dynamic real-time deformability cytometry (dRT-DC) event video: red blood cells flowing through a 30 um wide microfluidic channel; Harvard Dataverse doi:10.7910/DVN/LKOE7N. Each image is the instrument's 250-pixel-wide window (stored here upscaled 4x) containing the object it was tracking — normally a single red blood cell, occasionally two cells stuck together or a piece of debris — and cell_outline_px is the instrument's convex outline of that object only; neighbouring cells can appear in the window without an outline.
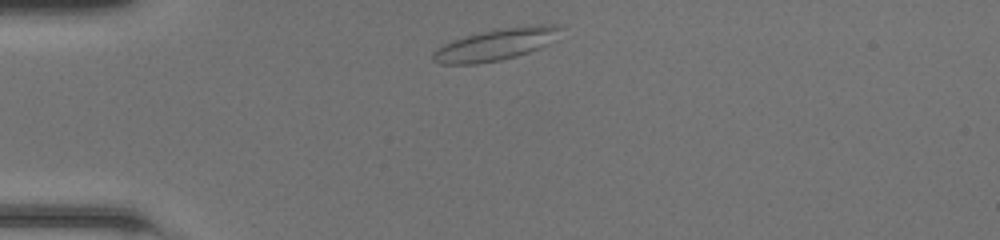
{"species": "common noctule bat (a hibernating species)", "species_latin": "Nyctalus noctula", "temperature_condition": "room temperature", "stored_images_in_passage": 38, "camera_frame_rate_fps": 3000, "um_per_image_px": 0.085, "animal": {"sex": "female", "body_mass_g": 20.0, "forearm_length_mm": 54.0}, "frame": {"image": 1, "passage_image": 2, "time_ms": 0.333, "image_size_px": [1000, 240], "cell_outline_px": [[564, 28], [548, 44], [528, 52], [516, 56], [500, 60], [476, 64], [440, 64], [432, 60], [432, 52], [436, 48], [444, 44], [480, 32], [496, 28], [532, 24], [560, 24]], "centroid_in_image_um": [42.18, 3.76], "position_along_channel_um": 42.8, "area_um2": 23.64}}
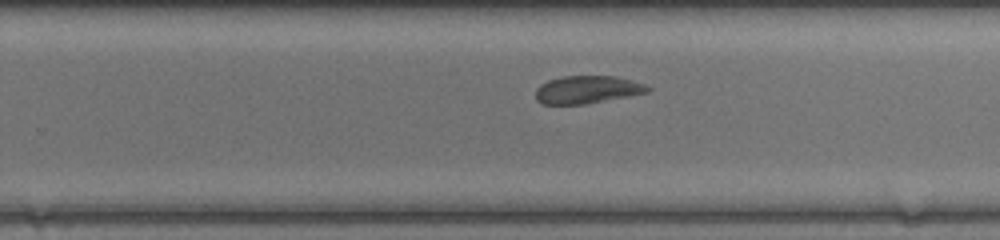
{"frame": {"image": 2, "passage_image": 21, "time_ms": 6.667, "image_size_px": [1000, 240], "cell_outline_px": [[652, 88], [648, 92], [628, 96], [584, 104], [540, 104], [536, 100], [536, 88], [540, 84], [548, 80], [564, 76], [616, 76], [644, 84]], "centroid_in_image_um": [49.88, 7.62], "position_along_channel_um": 279.9, "area_um2": 18.03}}
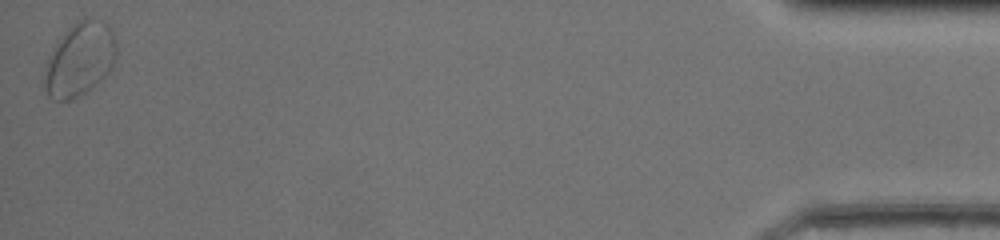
{"frame": {"image": 3, "passage_image": 38, "time_ms": 12.333, "image_size_px": [1000, 240], "cell_outline_px": [[116, 60], [112, 68], [96, 84], [84, 92], [68, 100], [56, 100], [48, 96], [44, 88], [44, 80], [48, 60], [56, 40], [76, 20], [92, 20], [108, 24], [112, 32], [116, 44]], "centroid_in_image_um": [6.77, 5.05], "position_along_channel_um": 428.4, "area_um2": 30.35}, "authors_computed_cell_mechanics": {"area_um2": 19.3052, "velocity_mm_per_s": 4.2228, "shape_relaxation_time_tau1_ms": 4.1929, "shape_relaxation_time_tau2_ms": 2.2246, "deformation_change_tau1": 0.1355, "deformation_change_tau2": 0.0701}}